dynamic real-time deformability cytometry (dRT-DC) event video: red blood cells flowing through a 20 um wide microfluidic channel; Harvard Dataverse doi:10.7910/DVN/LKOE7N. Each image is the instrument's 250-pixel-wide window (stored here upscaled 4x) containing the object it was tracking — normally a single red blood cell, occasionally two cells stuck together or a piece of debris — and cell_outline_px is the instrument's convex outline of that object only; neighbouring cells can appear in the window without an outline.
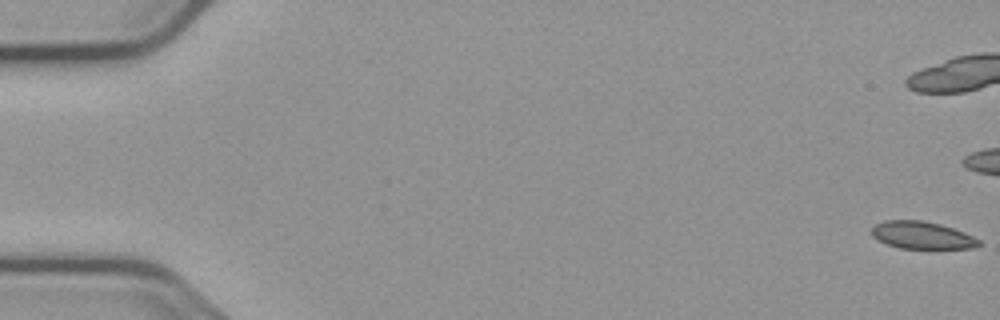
{"species": "common noctule bat (a hibernating species)", "species_latin": "Nyctalus noctula", "temperature_condition": "cold", "stored_images_in_passage": 10, "camera_frame_rate_fps": 3000, "um_per_image_px": 0.085, "animal": {"sex": "male", "body_mass_g": 23.1, "forearm_length_mm": 52.7}, "frame": {"image": 1, "passage_image": 1, "time_ms": 0.0, "image_size_px": [1000, 320], "cell_outline_px": [[980, 244], [972, 248], [900, 248], [888, 244], [872, 236], [872, 228], [876, 224], [884, 220], [920, 220], [940, 224], [964, 232], [980, 240]], "centroid_in_image_um": [78.36, 19.98], "position_along_channel_um": 6.6, "area_um2": 16.82}}